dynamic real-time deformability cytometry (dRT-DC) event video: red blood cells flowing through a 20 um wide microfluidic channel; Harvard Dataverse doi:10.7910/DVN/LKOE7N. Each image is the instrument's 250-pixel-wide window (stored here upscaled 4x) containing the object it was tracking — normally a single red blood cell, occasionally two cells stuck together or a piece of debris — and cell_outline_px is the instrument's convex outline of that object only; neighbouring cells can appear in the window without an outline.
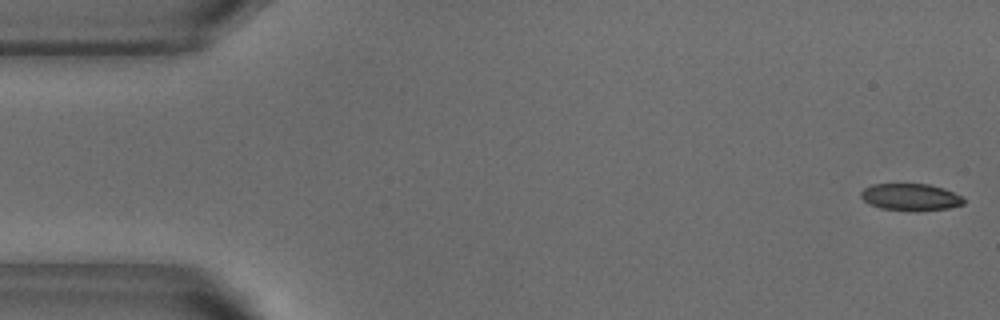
{"species": "common noctule bat (a hibernating species)", "species_latin": "Nyctalus noctula", "temperature_condition": "warm", "stored_images_in_passage": 13, "camera_frame_rate_fps": 3000, "um_per_image_px": 0.085, "animal": {"sex": "male", "body_mass_g": 18.8}, "frame": {"image": 1, "passage_image": 1, "time_ms": 0.0, "image_size_px": [1000, 320], "cell_outline_px": [[964, 204], [948, 208], [916, 212], [880, 208], [868, 204], [860, 196], [860, 192], [864, 188], [872, 184], [928, 184], [944, 188], [960, 196], [964, 200]], "centroid_in_image_um": [77.37, 16.76], "position_along_channel_um": 7.6, "area_um2": 16.3}}